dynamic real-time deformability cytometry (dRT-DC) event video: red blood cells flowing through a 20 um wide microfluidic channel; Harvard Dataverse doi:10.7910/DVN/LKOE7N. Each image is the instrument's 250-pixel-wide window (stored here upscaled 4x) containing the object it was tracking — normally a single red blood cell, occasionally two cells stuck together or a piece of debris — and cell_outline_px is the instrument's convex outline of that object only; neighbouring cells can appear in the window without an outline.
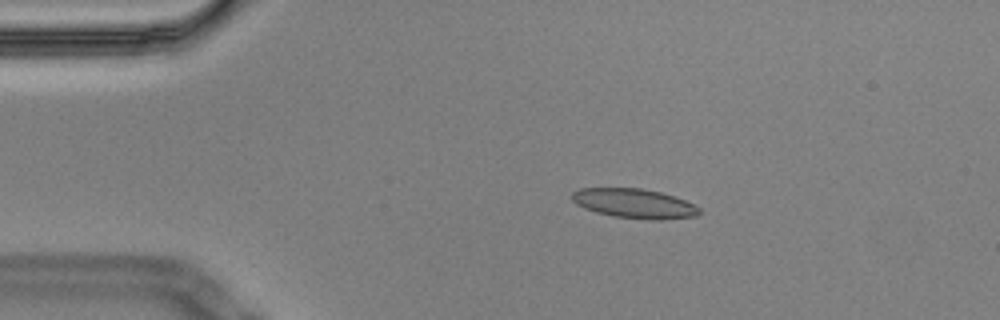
{"species": "Egyptian fruit bat (a non-hibernating species)", "species_latin": "Rousettus aegyptiacus", "temperature_condition": "cold", "stored_images_in_passage": 8, "camera_frame_rate_fps": 3000, "um_per_image_px": 0.085, "animal": {"sex": "male"}, "frame": {"image": 1, "passage_image": 3, "time_ms": 0.667, "image_size_px": [1000, 320], "cell_outline_px": [[700, 212], [696, 216], [660, 220], [652, 220], [612, 216], [596, 212], [584, 208], [576, 204], [572, 200], [572, 192], [580, 188], [640, 188], [660, 192], [676, 196], [700, 208]], "centroid_in_image_um": [53.91, 17.29], "position_along_channel_um": 31.1, "area_um2": 21.91}}
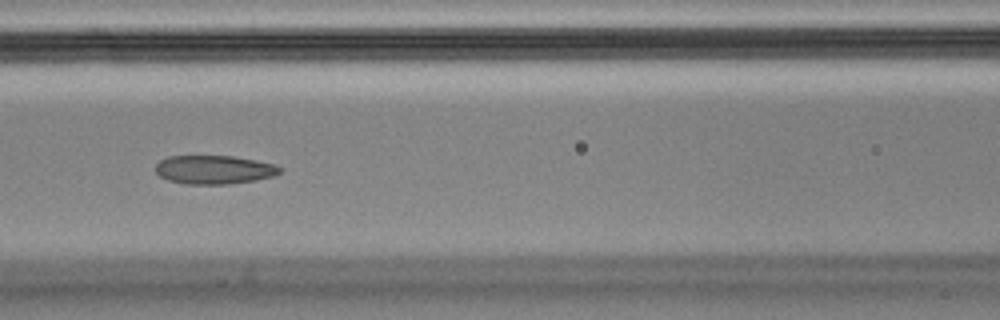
{"frame": {"image": 2, "passage_image": 7, "time_ms": 2.0, "image_size_px": [1000, 320], "cell_outline_px": [[280, 172], [272, 176], [256, 180], [228, 184], [184, 184], [168, 180], [160, 176], [156, 172], [156, 164], [160, 160], [168, 156], [232, 156], [256, 160], [276, 164], [280, 168]], "centroid_in_image_um": [18.18, 14.42], "position_along_channel_um": 148.4, "area_um2": 20.75}}
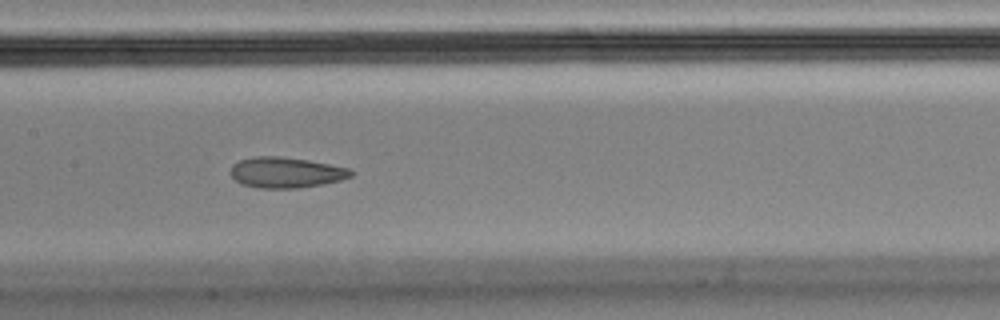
{"frame": {"image": 3, "passage_image": 8, "time_ms": 2.333, "image_size_px": [1000, 320], "cell_outline_px": [[352, 176], [340, 180], [324, 184], [300, 188], [260, 188], [240, 184], [232, 176], [232, 164], [240, 160], [256, 156], [276, 156], [308, 160], [348, 168], [352, 172]], "centroid_in_image_um": [24.3, 14.67], "position_along_channel_um": 183.1, "area_um2": 21.33}}